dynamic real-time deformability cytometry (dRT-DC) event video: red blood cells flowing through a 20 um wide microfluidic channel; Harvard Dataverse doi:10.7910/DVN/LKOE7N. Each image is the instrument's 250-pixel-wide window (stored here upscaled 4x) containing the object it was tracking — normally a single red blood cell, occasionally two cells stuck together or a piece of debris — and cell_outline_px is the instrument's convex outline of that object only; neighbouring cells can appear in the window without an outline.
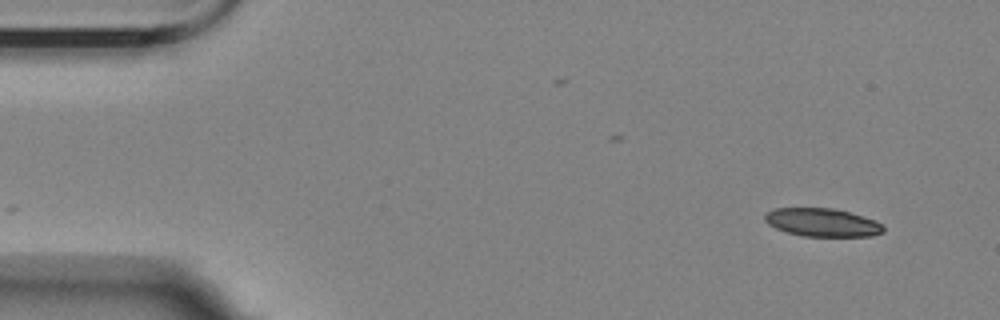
{"species": "Egyptian fruit bat (a non-hibernating species)", "species_latin": "Rousettus aegyptiacus", "temperature_condition": "room temperature", "stored_images_in_passage": 53, "camera_frame_rate_fps": 3000, "um_per_image_px": 0.085, "animal": {"sex": "female"}, "frame": {"image": 1, "passage_image": 1, "time_ms": 0.0, "image_size_px": [1000, 320], "cell_outline_px": [[884, 232], [872, 236], [804, 236], [788, 232], [776, 228], [768, 224], [764, 220], [764, 216], [768, 212], [776, 208], [832, 208], [848, 212], [884, 224]], "centroid_in_image_um": [69.89, 18.91], "position_along_channel_um": 15.1, "area_um2": 19.25}}
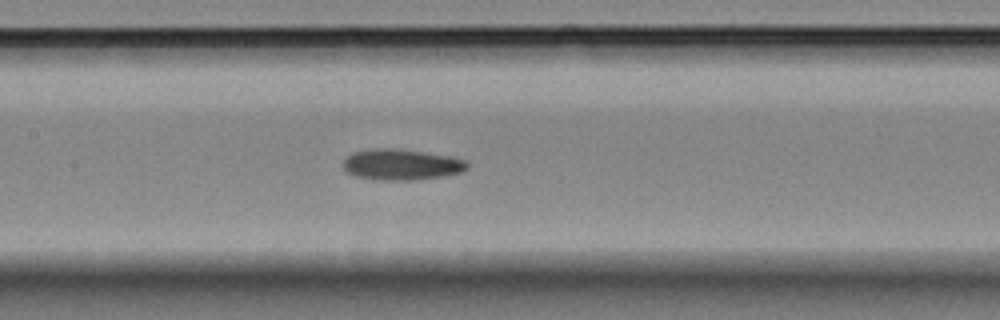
{"frame": {"image": 2, "passage_image": 23, "time_ms": 7.333, "image_size_px": [1000, 320], "cell_outline_px": [[468, 168], [460, 172], [440, 176], [416, 180], [380, 180], [356, 176], [348, 172], [344, 168], [344, 160], [352, 152], [376, 148], [396, 148], [452, 156], [468, 160]], "centroid_in_image_um": [34.15, 13.98], "position_along_channel_um": 173.3, "area_um2": 22.31}}
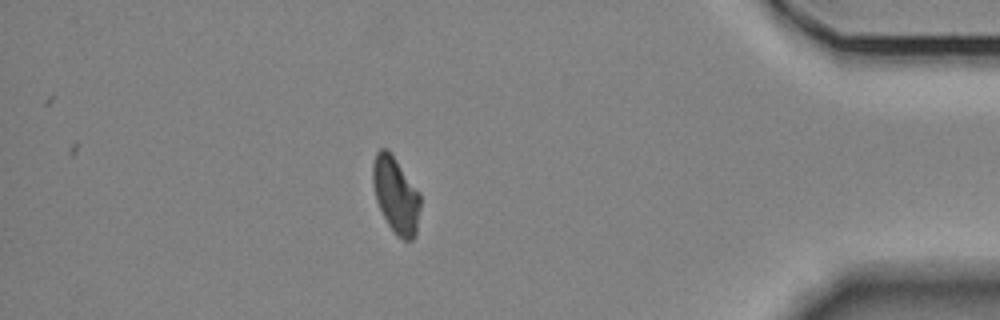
{"frame": {"image": 3, "passage_image": 46, "time_ms": 15.0, "image_size_px": [1000, 320], "cell_outline_px": [[420, 208], [416, 236], [412, 240], [404, 240], [396, 236], [388, 224], [376, 200], [372, 184], [372, 164], [376, 152], [380, 148], [384, 148], [392, 156], [420, 192]], "centroid_in_image_um": [33.64, 16.62], "position_along_channel_um": 401.6, "area_um2": 20.98}, "authors_computed_cell_mechanics": {"area_um2": 21.386, "velocity_mm_per_s": 3.5076, "shape_relaxation_time_tau1_ms": null, "shape_relaxation_time_tau2_ms": 8.1447, "deformation_change_tau1": null, "deformation_change_tau2": 0.1307}}